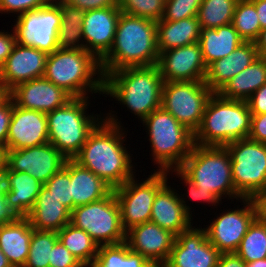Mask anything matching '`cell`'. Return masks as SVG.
<instances>
[{"mask_svg":"<svg viewBox=\"0 0 266 267\" xmlns=\"http://www.w3.org/2000/svg\"><path fill=\"white\" fill-rule=\"evenodd\" d=\"M109 112L104 114V119L89 134L73 160L115 189L132 178L137 170L136 163H132L133 154L124 144L126 129L115 110Z\"/></svg>","mask_w":266,"mask_h":267,"instance_id":"6da1fadb","label":"cell"},{"mask_svg":"<svg viewBox=\"0 0 266 267\" xmlns=\"http://www.w3.org/2000/svg\"><path fill=\"white\" fill-rule=\"evenodd\" d=\"M156 21L121 12L112 48L100 61L103 77L127 67L157 65Z\"/></svg>","mask_w":266,"mask_h":267,"instance_id":"7a4b0ae2","label":"cell"},{"mask_svg":"<svg viewBox=\"0 0 266 267\" xmlns=\"http://www.w3.org/2000/svg\"><path fill=\"white\" fill-rule=\"evenodd\" d=\"M163 82L157 65L122 68L104 76L103 96L118 101L142 121L161 108Z\"/></svg>","mask_w":266,"mask_h":267,"instance_id":"3957f363","label":"cell"},{"mask_svg":"<svg viewBox=\"0 0 266 267\" xmlns=\"http://www.w3.org/2000/svg\"><path fill=\"white\" fill-rule=\"evenodd\" d=\"M43 77L73 98L90 97L91 93L103 95L100 62L85 49L58 48L48 54Z\"/></svg>","mask_w":266,"mask_h":267,"instance_id":"277c9868","label":"cell"},{"mask_svg":"<svg viewBox=\"0 0 266 267\" xmlns=\"http://www.w3.org/2000/svg\"><path fill=\"white\" fill-rule=\"evenodd\" d=\"M252 114L247 101L226 99L219 93L209 98L194 144L225 146L233 141L248 138Z\"/></svg>","mask_w":266,"mask_h":267,"instance_id":"5b68a950","label":"cell"},{"mask_svg":"<svg viewBox=\"0 0 266 267\" xmlns=\"http://www.w3.org/2000/svg\"><path fill=\"white\" fill-rule=\"evenodd\" d=\"M141 123L149 136L151 162L158 167L155 171L167 172L180 168L191 153L194 134L162 107L154 110Z\"/></svg>","mask_w":266,"mask_h":267,"instance_id":"8992f818","label":"cell"},{"mask_svg":"<svg viewBox=\"0 0 266 267\" xmlns=\"http://www.w3.org/2000/svg\"><path fill=\"white\" fill-rule=\"evenodd\" d=\"M89 99L73 98L65 106L46 113L49 142L67 159L79 153L89 134L104 119L101 111L100 115L88 114Z\"/></svg>","mask_w":266,"mask_h":267,"instance_id":"52a82bcc","label":"cell"},{"mask_svg":"<svg viewBox=\"0 0 266 267\" xmlns=\"http://www.w3.org/2000/svg\"><path fill=\"white\" fill-rule=\"evenodd\" d=\"M180 169L197 187L212 192L220 200L242 199L232 181L231 158L225 146L194 144Z\"/></svg>","mask_w":266,"mask_h":267,"instance_id":"ba28073f","label":"cell"},{"mask_svg":"<svg viewBox=\"0 0 266 267\" xmlns=\"http://www.w3.org/2000/svg\"><path fill=\"white\" fill-rule=\"evenodd\" d=\"M70 224L87 232L99 246L125 242L126 231L114 191L99 201L75 207Z\"/></svg>","mask_w":266,"mask_h":267,"instance_id":"9c48e42d","label":"cell"},{"mask_svg":"<svg viewBox=\"0 0 266 267\" xmlns=\"http://www.w3.org/2000/svg\"><path fill=\"white\" fill-rule=\"evenodd\" d=\"M231 158L232 181L242 198L266 191V144L249 138L225 145Z\"/></svg>","mask_w":266,"mask_h":267,"instance_id":"30bf717a","label":"cell"},{"mask_svg":"<svg viewBox=\"0 0 266 267\" xmlns=\"http://www.w3.org/2000/svg\"><path fill=\"white\" fill-rule=\"evenodd\" d=\"M213 92L204 81L163 82L161 107L193 134Z\"/></svg>","mask_w":266,"mask_h":267,"instance_id":"8fae6325","label":"cell"},{"mask_svg":"<svg viewBox=\"0 0 266 267\" xmlns=\"http://www.w3.org/2000/svg\"><path fill=\"white\" fill-rule=\"evenodd\" d=\"M167 176L166 171L154 170L145 180H137L134 175L123 185L113 189L125 231L150 221L156 192L168 181Z\"/></svg>","mask_w":266,"mask_h":267,"instance_id":"7c38bea8","label":"cell"},{"mask_svg":"<svg viewBox=\"0 0 266 267\" xmlns=\"http://www.w3.org/2000/svg\"><path fill=\"white\" fill-rule=\"evenodd\" d=\"M15 20L16 41L23 46L37 48L51 54L59 47L57 36L61 24V8L53 0L41 8L20 14Z\"/></svg>","mask_w":266,"mask_h":267,"instance_id":"4fadbf2b","label":"cell"},{"mask_svg":"<svg viewBox=\"0 0 266 267\" xmlns=\"http://www.w3.org/2000/svg\"><path fill=\"white\" fill-rule=\"evenodd\" d=\"M239 202L243 203V207L226 209L209 222L207 227H203L209 242L221 253L235 252L249 226L256 219V211L251 198H242Z\"/></svg>","mask_w":266,"mask_h":267,"instance_id":"5bb4252c","label":"cell"},{"mask_svg":"<svg viewBox=\"0 0 266 267\" xmlns=\"http://www.w3.org/2000/svg\"><path fill=\"white\" fill-rule=\"evenodd\" d=\"M221 252L206 237L202 226L181 232L162 267H217Z\"/></svg>","mask_w":266,"mask_h":267,"instance_id":"9a60e30c","label":"cell"},{"mask_svg":"<svg viewBox=\"0 0 266 267\" xmlns=\"http://www.w3.org/2000/svg\"><path fill=\"white\" fill-rule=\"evenodd\" d=\"M67 158L50 142L17 150H6L5 166L10 171L25 172L43 185L65 165Z\"/></svg>","mask_w":266,"mask_h":267,"instance_id":"2e32d148","label":"cell"},{"mask_svg":"<svg viewBox=\"0 0 266 267\" xmlns=\"http://www.w3.org/2000/svg\"><path fill=\"white\" fill-rule=\"evenodd\" d=\"M157 66L163 81H204L207 66L199 42L159 52Z\"/></svg>","mask_w":266,"mask_h":267,"instance_id":"e0dca14e","label":"cell"},{"mask_svg":"<svg viewBox=\"0 0 266 267\" xmlns=\"http://www.w3.org/2000/svg\"><path fill=\"white\" fill-rule=\"evenodd\" d=\"M120 14L118 5L85 11L82 23L84 49L99 62L112 48Z\"/></svg>","mask_w":266,"mask_h":267,"instance_id":"ac0fdd59","label":"cell"},{"mask_svg":"<svg viewBox=\"0 0 266 267\" xmlns=\"http://www.w3.org/2000/svg\"><path fill=\"white\" fill-rule=\"evenodd\" d=\"M176 236L152 221L126 231L128 248L143 255L155 267H162L169 258Z\"/></svg>","mask_w":266,"mask_h":267,"instance_id":"d6986e66","label":"cell"},{"mask_svg":"<svg viewBox=\"0 0 266 267\" xmlns=\"http://www.w3.org/2000/svg\"><path fill=\"white\" fill-rule=\"evenodd\" d=\"M9 96L20 108L44 113L61 108L73 99L63 88L44 77L18 84L9 91Z\"/></svg>","mask_w":266,"mask_h":267,"instance_id":"ffe728a7","label":"cell"},{"mask_svg":"<svg viewBox=\"0 0 266 267\" xmlns=\"http://www.w3.org/2000/svg\"><path fill=\"white\" fill-rule=\"evenodd\" d=\"M49 142L46 113L20 108L13 102L6 150L36 147Z\"/></svg>","mask_w":266,"mask_h":267,"instance_id":"44dd1931","label":"cell"},{"mask_svg":"<svg viewBox=\"0 0 266 267\" xmlns=\"http://www.w3.org/2000/svg\"><path fill=\"white\" fill-rule=\"evenodd\" d=\"M47 57L37 48L16 43L0 67V82L10 91L20 83L43 77Z\"/></svg>","mask_w":266,"mask_h":267,"instance_id":"7402d4cb","label":"cell"},{"mask_svg":"<svg viewBox=\"0 0 266 267\" xmlns=\"http://www.w3.org/2000/svg\"><path fill=\"white\" fill-rule=\"evenodd\" d=\"M150 221L175 236L193 226V217L185 210L180 200V194L169 185V182H166L156 192Z\"/></svg>","mask_w":266,"mask_h":267,"instance_id":"603a6c76","label":"cell"},{"mask_svg":"<svg viewBox=\"0 0 266 267\" xmlns=\"http://www.w3.org/2000/svg\"><path fill=\"white\" fill-rule=\"evenodd\" d=\"M260 57L255 42H243L227 57L217 59L207 66L204 82L213 93Z\"/></svg>","mask_w":266,"mask_h":267,"instance_id":"cb8c5ba5","label":"cell"},{"mask_svg":"<svg viewBox=\"0 0 266 267\" xmlns=\"http://www.w3.org/2000/svg\"><path fill=\"white\" fill-rule=\"evenodd\" d=\"M33 228L26 217L0 225V250L12 267H23L29 255Z\"/></svg>","mask_w":266,"mask_h":267,"instance_id":"d4e9b609","label":"cell"},{"mask_svg":"<svg viewBox=\"0 0 266 267\" xmlns=\"http://www.w3.org/2000/svg\"><path fill=\"white\" fill-rule=\"evenodd\" d=\"M8 207L17 217H27L43 184L25 172L10 171L6 167Z\"/></svg>","mask_w":266,"mask_h":267,"instance_id":"484cf974","label":"cell"},{"mask_svg":"<svg viewBox=\"0 0 266 267\" xmlns=\"http://www.w3.org/2000/svg\"><path fill=\"white\" fill-rule=\"evenodd\" d=\"M71 212L42 186L26 217L35 230L58 232L70 223Z\"/></svg>","mask_w":266,"mask_h":267,"instance_id":"4316f807","label":"cell"},{"mask_svg":"<svg viewBox=\"0 0 266 267\" xmlns=\"http://www.w3.org/2000/svg\"><path fill=\"white\" fill-rule=\"evenodd\" d=\"M70 183L73 209L107 197L113 188L89 169L70 159Z\"/></svg>","mask_w":266,"mask_h":267,"instance_id":"83f0119b","label":"cell"},{"mask_svg":"<svg viewBox=\"0 0 266 267\" xmlns=\"http://www.w3.org/2000/svg\"><path fill=\"white\" fill-rule=\"evenodd\" d=\"M159 52L191 45L200 40V24L197 17L179 21L159 20L156 22Z\"/></svg>","mask_w":266,"mask_h":267,"instance_id":"f1b7e54d","label":"cell"},{"mask_svg":"<svg viewBox=\"0 0 266 267\" xmlns=\"http://www.w3.org/2000/svg\"><path fill=\"white\" fill-rule=\"evenodd\" d=\"M245 42L232 24L217 28L201 29L199 44L206 66L227 57Z\"/></svg>","mask_w":266,"mask_h":267,"instance_id":"f546056e","label":"cell"},{"mask_svg":"<svg viewBox=\"0 0 266 267\" xmlns=\"http://www.w3.org/2000/svg\"><path fill=\"white\" fill-rule=\"evenodd\" d=\"M265 83L266 58L260 56L232 77L218 93L226 99L247 101Z\"/></svg>","mask_w":266,"mask_h":267,"instance_id":"4dcf8cb0","label":"cell"},{"mask_svg":"<svg viewBox=\"0 0 266 267\" xmlns=\"http://www.w3.org/2000/svg\"><path fill=\"white\" fill-rule=\"evenodd\" d=\"M61 8V24L57 45L62 49H84L82 23L85 11L68 5L63 0H55Z\"/></svg>","mask_w":266,"mask_h":267,"instance_id":"1f68e13d","label":"cell"},{"mask_svg":"<svg viewBox=\"0 0 266 267\" xmlns=\"http://www.w3.org/2000/svg\"><path fill=\"white\" fill-rule=\"evenodd\" d=\"M58 240L80 261L83 266H91L98 255L99 245L84 230L65 225L57 232Z\"/></svg>","mask_w":266,"mask_h":267,"instance_id":"d6a6232c","label":"cell"},{"mask_svg":"<svg viewBox=\"0 0 266 267\" xmlns=\"http://www.w3.org/2000/svg\"><path fill=\"white\" fill-rule=\"evenodd\" d=\"M91 267H155L143 255L131 251L125 242L101 245Z\"/></svg>","mask_w":266,"mask_h":267,"instance_id":"836d02e7","label":"cell"},{"mask_svg":"<svg viewBox=\"0 0 266 267\" xmlns=\"http://www.w3.org/2000/svg\"><path fill=\"white\" fill-rule=\"evenodd\" d=\"M239 0H202L197 19L201 29L231 24Z\"/></svg>","mask_w":266,"mask_h":267,"instance_id":"e575fe53","label":"cell"},{"mask_svg":"<svg viewBox=\"0 0 266 267\" xmlns=\"http://www.w3.org/2000/svg\"><path fill=\"white\" fill-rule=\"evenodd\" d=\"M235 253L245 262L266 259V225L255 219Z\"/></svg>","mask_w":266,"mask_h":267,"instance_id":"d590c367","label":"cell"},{"mask_svg":"<svg viewBox=\"0 0 266 267\" xmlns=\"http://www.w3.org/2000/svg\"><path fill=\"white\" fill-rule=\"evenodd\" d=\"M231 24L245 42H255L261 26L255 5L251 0H239Z\"/></svg>","mask_w":266,"mask_h":267,"instance_id":"8d00e7d4","label":"cell"},{"mask_svg":"<svg viewBox=\"0 0 266 267\" xmlns=\"http://www.w3.org/2000/svg\"><path fill=\"white\" fill-rule=\"evenodd\" d=\"M57 241V232L33 229L29 255L23 267H49L51 250Z\"/></svg>","mask_w":266,"mask_h":267,"instance_id":"74e56055","label":"cell"},{"mask_svg":"<svg viewBox=\"0 0 266 267\" xmlns=\"http://www.w3.org/2000/svg\"><path fill=\"white\" fill-rule=\"evenodd\" d=\"M170 172L175 174L176 177L182 181V184L186 186L187 192L181 194L180 200L185 208V210L192 216V211H191V206H189L188 201L194 202H200L201 203H207L210 204L211 206H218L222 204L223 202L212 192L210 191H205L201 189V187H197L196 184L192 179H190L180 168H173L167 171L169 177H170ZM184 195L186 196L184 198ZM188 198V201L186 200ZM221 201V202H220Z\"/></svg>","mask_w":266,"mask_h":267,"instance_id":"f35d334b","label":"cell"},{"mask_svg":"<svg viewBox=\"0 0 266 267\" xmlns=\"http://www.w3.org/2000/svg\"><path fill=\"white\" fill-rule=\"evenodd\" d=\"M55 199L62 203L70 212L73 210L70 183V159H67L64 167L54 174L43 185Z\"/></svg>","mask_w":266,"mask_h":267,"instance_id":"ab89813d","label":"cell"},{"mask_svg":"<svg viewBox=\"0 0 266 267\" xmlns=\"http://www.w3.org/2000/svg\"><path fill=\"white\" fill-rule=\"evenodd\" d=\"M121 12L153 21L162 19L165 0H118Z\"/></svg>","mask_w":266,"mask_h":267,"instance_id":"60d3db41","label":"cell"},{"mask_svg":"<svg viewBox=\"0 0 266 267\" xmlns=\"http://www.w3.org/2000/svg\"><path fill=\"white\" fill-rule=\"evenodd\" d=\"M202 0H165L161 20L179 21L184 18L197 17Z\"/></svg>","mask_w":266,"mask_h":267,"instance_id":"b9f144b4","label":"cell"},{"mask_svg":"<svg viewBox=\"0 0 266 267\" xmlns=\"http://www.w3.org/2000/svg\"><path fill=\"white\" fill-rule=\"evenodd\" d=\"M53 0H0L1 14H16L17 16L31 10L41 8Z\"/></svg>","mask_w":266,"mask_h":267,"instance_id":"7bdbcfd3","label":"cell"},{"mask_svg":"<svg viewBox=\"0 0 266 267\" xmlns=\"http://www.w3.org/2000/svg\"><path fill=\"white\" fill-rule=\"evenodd\" d=\"M49 267H84L80 261L58 240L51 250Z\"/></svg>","mask_w":266,"mask_h":267,"instance_id":"ee69618b","label":"cell"},{"mask_svg":"<svg viewBox=\"0 0 266 267\" xmlns=\"http://www.w3.org/2000/svg\"><path fill=\"white\" fill-rule=\"evenodd\" d=\"M6 166L0 169V225L14 222L18 217L8 207L5 199L7 193Z\"/></svg>","mask_w":266,"mask_h":267,"instance_id":"f6af8a7d","label":"cell"},{"mask_svg":"<svg viewBox=\"0 0 266 267\" xmlns=\"http://www.w3.org/2000/svg\"><path fill=\"white\" fill-rule=\"evenodd\" d=\"M13 112V100L8 96L0 104V146L6 150V141Z\"/></svg>","mask_w":266,"mask_h":267,"instance_id":"bcb514c9","label":"cell"},{"mask_svg":"<svg viewBox=\"0 0 266 267\" xmlns=\"http://www.w3.org/2000/svg\"><path fill=\"white\" fill-rule=\"evenodd\" d=\"M248 138L266 144V114L252 115Z\"/></svg>","mask_w":266,"mask_h":267,"instance_id":"7dc6e473","label":"cell"},{"mask_svg":"<svg viewBox=\"0 0 266 267\" xmlns=\"http://www.w3.org/2000/svg\"><path fill=\"white\" fill-rule=\"evenodd\" d=\"M68 5L77 7L83 11L103 9L118 5V0H63Z\"/></svg>","mask_w":266,"mask_h":267,"instance_id":"c3c4849f","label":"cell"},{"mask_svg":"<svg viewBox=\"0 0 266 267\" xmlns=\"http://www.w3.org/2000/svg\"><path fill=\"white\" fill-rule=\"evenodd\" d=\"M17 43L14 29L0 31V67L5 63L11 54L14 45Z\"/></svg>","mask_w":266,"mask_h":267,"instance_id":"681fc988","label":"cell"},{"mask_svg":"<svg viewBox=\"0 0 266 267\" xmlns=\"http://www.w3.org/2000/svg\"><path fill=\"white\" fill-rule=\"evenodd\" d=\"M252 115L266 114V83L247 100Z\"/></svg>","mask_w":266,"mask_h":267,"instance_id":"f907efd6","label":"cell"},{"mask_svg":"<svg viewBox=\"0 0 266 267\" xmlns=\"http://www.w3.org/2000/svg\"><path fill=\"white\" fill-rule=\"evenodd\" d=\"M251 200L255 207L256 219L266 225V191L255 194Z\"/></svg>","mask_w":266,"mask_h":267,"instance_id":"816d5d0a","label":"cell"},{"mask_svg":"<svg viewBox=\"0 0 266 267\" xmlns=\"http://www.w3.org/2000/svg\"><path fill=\"white\" fill-rule=\"evenodd\" d=\"M217 267H245V261L235 252L221 253Z\"/></svg>","mask_w":266,"mask_h":267,"instance_id":"f5cc1de1","label":"cell"},{"mask_svg":"<svg viewBox=\"0 0 266 267\" xmlns=\"http://www.w3.org/2000/svg\"><path fill=\"white\" fill-rule=\"evenodd\" d=\"M258 14L261 29L266 28V0H251Z\"/></svg>","mask_w":266,"mask_h":267,"instance_id":"db71d44e","label":"cell"},{"mask_svg":"<svg viewBox=\"0 0 266 267\" xmlns=\"http://www.w3.org/2000/svg\"><path fill=\"white\" fill-rule=\"evenodd\" d=\"M255 44L260 56L266 58V28L261 29Z\"/></svg>","mask_w":266,"mask_h":267,"instance_id":"11a10c76","label":"cell"},{"mask_svg":"<svg viewBox=\"0 0 266 267\" xmlns=\"http://www.w3.org/2000/svg\"><path fill=\"white\" fill-rule=\"evenodd\" d=\"M245 267H266V259H260L253 262H245Z\"/></svg>","mask_w":266,"mask_h":267,"instance_id":"9f6ffc18","label":"cell"},{"mask_svg":"<svg viewBox=\"0 0 266 267\" xmlns=\"http://www.w3.org/2000/svg\"><path fill=\"white\" fill-rule=\"evenodd\" d=\"M9 96V91L0 82V104Z\"/></svg>","mask_w":266,"mask_h":267,"instance_id":"6f0895ef","label":"cell"},{"mask_svg":"<svg viewBox=\"0 0 266 267\" xmlns=\"http://www.w3.org/2000/svg\"><path fill=\"white\" fill-rule=\"evenodd\" d=\"M0 267H12L7 257L3 254L1 250H0Z\"/></svg>","mask_w":266,"mask_h":267,"instance_id":"680465c9","label":"cell"},{"mask_svg":"<svg viewBox=\"0 0 266 267\" xmlns=\"http://www.w3.org/2000/svg\"><path fill=\"white\" fill-rule=\"evenodd\" d=\"M6 150L4 147L0 146V169L5 167Z\"/></svg>","mask_w":266,"mask_h":267,"instance_id":"91938a15","label":"cell"}]
</instances>
